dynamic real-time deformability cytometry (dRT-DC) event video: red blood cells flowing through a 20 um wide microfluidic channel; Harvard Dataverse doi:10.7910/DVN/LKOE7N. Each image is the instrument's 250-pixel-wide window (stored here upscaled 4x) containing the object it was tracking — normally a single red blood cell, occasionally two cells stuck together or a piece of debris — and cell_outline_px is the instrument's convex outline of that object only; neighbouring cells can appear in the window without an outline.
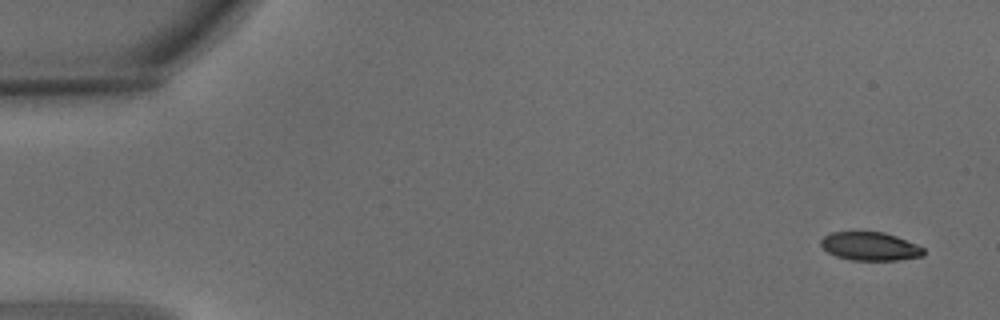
{"species": "common noctule bat (a hibernating species)", "species_latin": "Nyctalus noctula", "temperature_condition": "warm", "stored_images_in_passage": 8, "camera_frame_rate_fps": 3000, "um_per_image_px": 0.085, "animal": {"sex": "male", "body_mass_g": 15.6}, "frame": {"image": 1, "passage_image": 1, "time_ms": 0.0, "image_size_px": [1000, 320], "cell_outline_px": [[924, 256], [900, 260], [852, 260], [836, 256], [828, 252], [820, 244], [820, 240], [824, 236], [832, 232], [884, 232], [896, 236], [916, 244], [924, 248]], "centroid_in_image_um": [73.97, 20.94], "position_along_channel_um": 11.0, "area_um2": 16.99}}
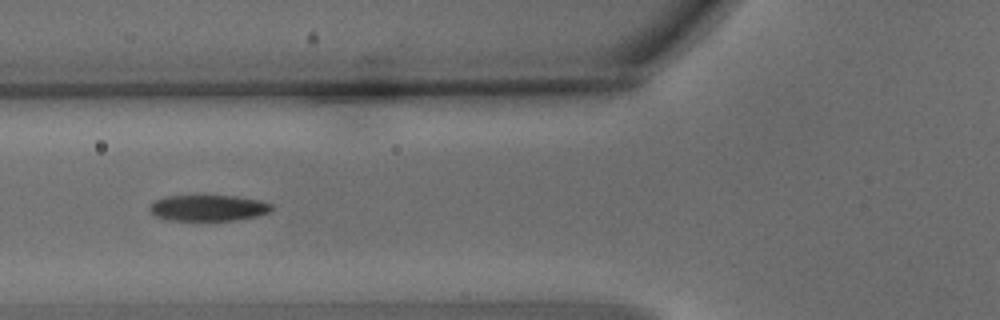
{"frame": {"image": 2, "passage_image": 5, "time_ms": 1.333, "image_size_px": [1000, 320], "cell_outline_px": [[272, 208], [268, 212], [256, 216], [236, 220], [168, 220], [156, 216], [148, 208], [156, 200], [164, 196], [236, 196], [260, 200], [272, 204]], "centroid_in_image_um": [17.7, 17.67], "position_along_channel_um": 108.1, "area_um2": 18.32}}
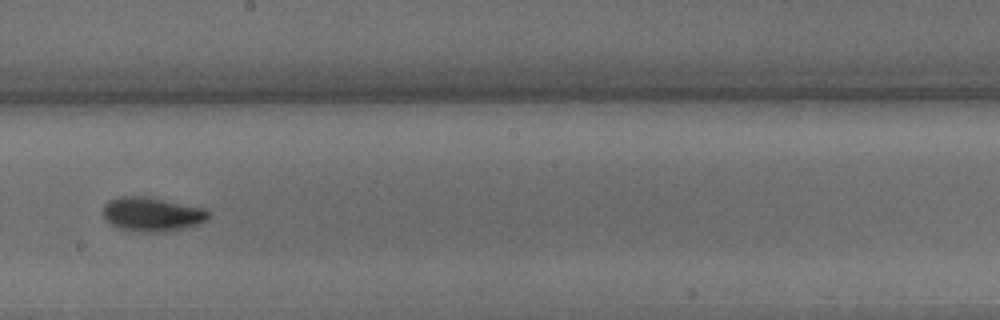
{"frame": {"image": 3, "passage_image": 8, "time_ms": 2.333, "image_size_px": [1000, 320], "cell_outline_px": [[212, 216], [208, 220], [200, 224], [184, 228], [164, 232], [144, 232], [120, 228], [108, 224], [104, 220], [104, 204], [108, 200], [120, 196], [148, 196], [208, 208], [212, 212]], "centroid_in_image_um": [12.99, 18.2], "position_along_channel_um": 235.2, "area_um2": 21.62}}